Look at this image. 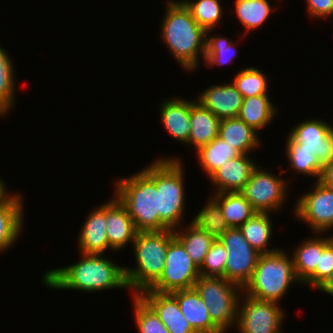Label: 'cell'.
<instances>
[{"label": "cell", "mask_w": 333, "mask_h": 333, "mask_svg": "<svg viewBox=\"0 0 333 333\" xmlns=\"http://www.w3.org/2000/svg\"><path fill=\"white\" fill-rule=\"evenodd\" d=\"M173 232L185 247L192 261L200 268L215 239L207 232L200 230L191 221L188 226H180L174 229Z\"/></svg>", "instance_id": "27"}, {"label": "cell", "mask_w": 333, "mask_h": 333, "mask_svg": "<svg viewBox=\"0 0 333 333\" xmlns=\"http://www.w3.org/2000/svg\"><path fill=\"white\" fill-rule=\"evenodd\" d=\"M166 1L159 33L162 42L184 71L195 72L201 58L204 63L207 32L198 25L185 4Z\"/></svg>", "instance_id": "2"}, {"label": "cell", "mask_w": 333, "mask_h": 333, "mask_svg": "<svg viewBox=\"0 0 333 333\" xmlns=\"http://www.w3.org/2000/svg\"><path fill=\"white\" fill-rule=\"evenodd\" d=\"M0 45V117L6 116L16 104V88L14 62L10 53Z\"/></svg>", "instance_id": "32"}, {"label": "cell", "mask_w": 333, "mask_h": 333, "mask_svg": "<svg viewBox=\"0 0 333 333\" xmlns=\"http://www.w3.org/2000/svg\"><path fill=\"white\" fill-rule=\"evenodd\" d=\"M270 215V213L256 212L239 227L247 242L260 254H269L280 249L269 246L274 231Z\"/></svg>", "instance_id": "26"}, {"label": "cell", "mask_w": 333, "mask_h": 333, "mask_svg": "<svg viewBox=\"0 0 333 333\" xmlns=\"http://www.w3.org/2000/svg\"><path fill=\"white\" fill-rule=\"evenodd\" d=\"M132 298L138 333H170L156 313L138 295H133Z\"/></svg>", "instance_id": "37"}, {"label": "cell", "mask_w": 333, "mask_h": 333, "mask_svg": "<svg viewBox=\"0 0 333 333\" xmlns=\"http://www.w3.org/2000/svg\"><path fill=\"white\" fill-rule=\"evenodd\" d=\"M78 235V251L82 254H106L109 242L106 234V202L89 211Z\"/></svg>", "instance_id": "19"}, {"label": "cell", "mask_w": 333, "mask_h": 333, "mask_svg": "<svg viewBox=\"0 0 333 333\" xmlns=\"http://www.w3.org/2000/svg\"><path fill=\"white\" fill-rule=\"evenodd\" d=\"M250 155L241 154L235 159L226 161L208 177L215 189L213 194L238 192L248 182L257 167Z\"/></svg>", "instance_id": "15"}, {"label": "cell", "mask_w": 333, "mask_h": 333, "mask_svg": "<svg viewBox=\"0 0 333 333\" xmlns=\"http://www.w3.org/2000/svg\"><path fill=\"white\" fill-rule=\"evenodd\" d=\"M175 237L173 229L137 232L132 243L136 262L125 266L128 290L139 295L150 289L161 277L170 241Z\"/></svg>", "instance_id": "4"}, {"label": "cell", "mask_w": 333, "mask_h": 333, "mask_svg": "<svg viewBox=\"0 0 333 333\" xmlns=\"http://www.w3.org/2000/svg\"><path fill=\"white\" fill-rule=\"evenodd\" d=\"M269 96L270 94H264L243 98L240 107L238 118L257 133L270 125L280 113L279 106L274 105Z\"/></svg>", "instance_id": "24"}, {"label": "cell", "mask_w": 333, "mask_h": 333, "mask_svg": "<svg viewBox=\"0 0 333 333\" xmlns=\"http://www.w3.org/2000/svg\"><path fill=\"white\" fill-rule=\"evenodd\" d=\"M201 208L191 222L214 239H219L230 229L219 204L210 196Z\"/></svg>", "instance_id": "34"}, {"label": "cell", "mask_w": 333, "mask_h": 333, "mask_svg": "<svg viewBox=\"0 0 333 333\" xmlns=\"http://www.w3.org/2000/svg\"><path fill=\"white\" fill-rule=\"evenodd\" d=\"M322 235L325 233H314L315 237L305 239L292 251L294 271L301 284L316 270L323 249L333 240V234Z\"/></svg>", "instance_id": "23"}, {"label": "cell", "mask_w": 333, "mask_h": 333, "mask_svg": "<svg viewBox=\"0 0 333 333\" xmlns=\"http://www.w3.org/2000/svg\"><path fill=\"white\" fill-rule=\"evenodd\" d=\"M333 271V240L323 249L316 270L302 283L314 289Z\"/></svg>", "instance_id": "39"}, {"label": "cell", "mask_w": 333, "mask_h": 333, "mask_svg": "<svg viewBox=\"0 0 333 333\" xmlns=\"http://www.w3.org/2000/svg\"><path fill=\"white\" fill-rule=\"evenodd\" d=\"M257 166L248 182L238 191L259 213H277L287 202V178L281 177L276 172ZM289 186V187H288Z\"/></svg>", "instance_id": "8"}, {"label": "cell", "mask_w": 333, "mask_h": 333, "mask_svg": "<svg viewBox=\"0 0 333 333\" xmlns=\"http://www.w3.org/2000/svg\"><path fill=\"white\" fill-rule=\"evenodd\" d=\"M113 188L138 232L159 231L156 160L129 177L116 179Z\"/></svg>", "instance_id": "3"}, {"label": "cell", "mask_w": 333, "mask_h": 333, "mask_svg": "<svg viewBox=\"0 0 333 333\" xmlns=\"http://www.w3.org/2000/svg\"><path fill=\"white\" fill-rule=\"evenodd\" d=\"M159 317L170 333H197L181 312L171 293L145 290L138 295Z\"/></svg>", "instance_id": "17"}, {"label": "cell", "mask_w": 333, "mask_h": 333, "mask_svg": "<svg viewBox=\"0 0 333 333\" xmlns=\"http://www.w3.org/2000/svg\"><path fill=\"white\" fill-rule=\"evenodd\" d=\"M193 288L204 300L212 322L223 333L237 327L238 305L243 292L239 285L223 277L199 276Z\"/></svg>", "instance_id": "7"}, {"label": "cell", "mask_w": 333, "mask_h": 333, "mask_svg": "<svg viewBox=\"0 0 333 333\" xmlns=\"http://www.w3.org/2000/svg\"><path fill=\"white\" fill-rule=\"evenodd\" d=\"M305 3L309 18L325 20L333 17V0H305Z\"/></svg>", "instance_id": "40"}, {"label": "cell", "mask_w": 333, "mask_h": 333, "mask_svg": "<svg viewBox=\"0 0 333 333\" xmlns=\"http://www.w3.org/2000/svg\"><path fill=\"white\" fill-rule=\"evenodd\" d=\"M286 249L260 254L252 278L242 289L245 295L279 303L297 279L292 255ZM287 252V253H286Z\"/></svg>", "instance_id": "5"}, {"label": "cell", "mask_w": 333, "mask_h": 333, "mask_svg": "<svg viewBox=\"0 0 333 333\" xmlns=\"http://www.w3.org/2000/svg\"><path fill=\"white\" fill-rule=\"evenodd\" d=\"M22 193L8 192L0 200V254L8 251L24 230V198Z\"/></svg>", "instance_id": "14"}, {"label": "cell", "mask_w": 333, "mask_h": 333, "mask_svg": "<svg viewBox=\"0 0 333 333\" xmlns=\"http://www.w3.org/2000/svg\"><path fill=\"white\" fill-rule=\"evenodd\" d=\"M219 240L227 252L224 278L243 289L252 278L260 253L247 242L238 227L230 228Z\"/></svg>", "instance_id": "12"}, {"label": "cell", "mask_w": 333, "mask_h": 333, "mask_svg": "<svg viewBox=\"0 0 333 333\" xmlns=\"http://www.w3.org/2000/svg\"><path fill=\"white\" fill-rule=\"evenodd\" d=\"M218 136L241 154H250L263 144L260 135L238 117L222 119Z\"/></svg>", "instance_id": "25"}, {"label": "cell", "mask_w": 333, "mask_h": 333, "mask_svg": "<svg viewBox=\"0 0 333 333\" xmlns=\"http://www.w3.org/2000/svg\"><path fill=\"white\" fill-rule=\"evenodd\" d=\"M196 100L222 120L238 117L243 96L231 81L208 86L197 95Z\"/></svg>", "instance_id": "18"}, {"label": "cell", "mask_w": 333, "mask_h": 333, "mask_svg": "<svg viewBox=\"0 0 333 333\" xmlns=\"http://www.w3.org/2000/svg\"><path fill=\"white\" fill-rule=\"evenodd\" d=\"M220 119L195 98L190 99V134L188 147L197 151L219 135Z\"/></svg>", "instance_id": "22"}, {"label": "cell", "mask_w": 333, "mask_h": 333, "mask_svg": "<svg viewBox=\"0 0 333 333\" xmlns=\"http://www.w3.org/2000/svg\"><path fill=\"white\" fill-rule=\"evenodd\" d=\"M293 126L289 135L315 154L323 167L333 161V125L319 118H309Z\"/></svg>", "instance_id": "13"}, {"label": "cell", "mask_w": 333, "mask_h": 333, "mask_svg": "<svg viewBox=\"0 0 333 333\" xmlns=\"http://www.w3.org/2000/svg\"><path fill=\"white\" fill-rule=\"evenodd\" d=\"M316 290L333 297V271L316 287Z\"/></svg>", "instance_id": "42"}, {"label": "cell", "mask_w": 333, "mask_h": 333, "mask_svg": "<svg viewBox=\"0 0 333 333\" xmlns=\"http://www.w3.org/2000/svg\"><path fill=\"white\" fill-rule=\"evenodd\" d=\"M240 155L241 153L234 146L229 145L219 136L196 151L197 162L206 173L207 178L226 161Z\"/></svg>", "instance_id": "28"}, {"label": "cell", "mask_w": 333, "mask_h": 333, "mask_svg": "<svg viewBox=\"0 0 333 333\" xmlns=\"http://www.w3.org/2000/svg\"><path fill=\"white\" fill-rule=\"evenodd\" d=\"M311 188L297 198L293 215L307 224L312 234H327L333 229V189L319 181H315Z\"/></svg>", "instance_id": "11"}, {"label": "cell", "mask_w": 333, "mask_h": 333, "mask_svg": "<svg viewBox=\"0 0 333 333\" xmlns=\"http://www.w3.org/2000/svg\"><path fill=\"white\" fill-rule=\"evenodd\" d=\"M266 74L258 67L250 66L239 69L231 80L243 98L268 93V81Z\"/></svg>", "instance_id": "36"}, {"label": "cell", "mask_w": 333, "mask_h": 333, "mask_svg": "<svg viewBox=\"0 0 333 333\" xmlns=\"http://www.w3.org/2000/svg\"><path fill=\"white\" fill-rule=\"evenodd\" d=\"M227 260V252L219 239H215L209 252L206 254L204 262L199 268L200 276L223 277Z\"/></svg>", "instance_id": "38"}, {"label": "cell", "mask_w": 333, "mask_h": 333, "mask_svg": "<svg viewBox=\"0 0 333 333\" xmlns=\"http://www.w3.org/2000/svg\"><path fill=\"white\" fill-rule=\"evenodd\" d=\"M199 276V267L192 261L183 244L174 237L167 248L162 275L149 290L172 293L192 289Z\"/></svg>", "instance_id": "10"}, {"label": "cell", "mask_w": 333, "mask_h": 333, "mask_svg": "<svg viewBox=\"0 0 333 333\" xmlns=\"http://www.w3.org/2000/svg\"><path fill=\"white\" fill-rule=\"evenodd\" d=\"M80 254V261L42 272V283L48 289L97 293L110 289H127L125 266L113 263L104 254Z\"/></svg>", "instance_id": "1"}, {"label": "cell", "mask_w": 333, "mask_h": 333, "mask_svg": "<svg viewBox=\"0 0 333 333\" xmlns=\"http://www.w3.org/2000/svg\"><path fill=\"white\" fill-rule=\"evenodd\" d=\"M160 119L163 128L173 139L188 146L190 128V99L169 97L161 102Z\"/></svg>", "instance_id": "20"}, {"label": "cell", "mask_w": 333, "mask_h": 333, "mask_svg": "<svg viewBox=\"0 0 333 333\" xmlns=\"http://www.w3.org/2000/svg\"><path fill=\"white\" fill-rule=\"evenodd\" d=\"M182 157L156 159L159 231L180 227L185 216V165ZM181 222V223H180Z\"/></svg>", "instance_id": "6"}, {"label": "cell", "mask_w": 333, "mask_h": 333, "mask_svg": "<svg viewBox=\"0 0 333 333\" xmlns=\"http://www.w3.org/2000/svg\"><path fill=\"white\" fill-rule=\"evenodd\" d=\"M106 226L109 250L112 252L122 251L131 245L138 232L126 208L114 195L106 200Z\"/></svg>", "instance_id": "16"}, {"label": "cell", "mask_w": 333, "mask_h": 333, "mask_svg": "<svg viewBox=\"0 0 333 333\" xmlns=\"http://www.w3.org/2000/svg\"><path fill=\"white\" fill-rule=\"evenodd\" d=\"M318 181L324 186L333 189V161L322 167Z\"/></svg>", "instance_id": "41"}, {"label": "cell", "mask_w": 333, "mask_h": 333, "mask_svg": "<svg viewBox=\"0 0 333 333\" xmlns=\"http://www.w3.org/2000/svg\"><path fill=\"white\" fill-rule=\"evenodd\" d=\"M284 150L289 168L294 170V173L306 175L308 178L316 177L315 181L319 180L322 166L315 154H312L308 148L303 147V144L296 142L290 135L286 139Z\"/></svg>", "instance_id": "30"}, {"label": "cell", "mask_w": 333, "mask_h": 333, "mask_svg": "<svg viewBox=\"0 0 333 333\" xmlns=\"http://www.w3.org/2000/svg\"><path fill=\"white\" fill-rule=\"evenodd\" d=\"M235 44L233 39L207 34L204 66L212 69L215 65L222 67V65L233 63L238 56Z\"/></svg>", "instance_id": "35"}, {"label": "cell", "mask_w": 333, "mask_h": 333, "mask_svg": "<svg viewBox=\"0 0 333 333\" xmlns=\"http://www.w3.org/2000/svg\"><path fill=\"white\" fill-rule=\"evenodd\" d=\"M8 186H6V182L1 179L0 176V200L8 193Z\"/></svg>", "instance_id": "43"}, {"label": "cell", "mask_w": 333, "mask_h": 333, "mask_svg": "<svg viewBox=\"0 0 333 333\" xmlns=\"http://www.w3.org/2000/svg\"><path fill=\"white\" fill-rule=\"evenodd\" d=\"M210 196L219 204L230 228H239L256 213L252 205L239 192H223Z\"/></svg>", "instance_id": "29"}, {"label": "cell", "mask_w": 333, "mask_h": 333, "mask_svg": "<svg viewBox=\"0 0 333 333\" xmlns=\"http://www.w3.org/2000/svg\"><path fill=\"white\" fill-rule=\"evenodd\" d=\"M236 18L244 27V35L266 23L274 10L269 0H234ZM249 32V33H248Z\"/></svg>", "instance_id": "31"}, {"label": "cell", "mask_w": 333, "mask_h": 333, "mask_svg": "<svg viewBox=\"0 0 333 333\" xmlns=\"http://www.w3.org/2000/svg\"><path fill=\"white\" fill-rule=\"evenodd\" d=\"M243 299V300H242ZM280 303L240 295L238 305V333H285L282 330L286 312Z\"/></svg>", "instance_id": "9"}, {"label": "cell", "mask_w": 333, "mask_h": 333, "mask_svg": "<svg viewBox=\"0 0 333 333\" xmlns=\"http://www.w3.org/2000/svg\"><path fill=\"white\" fill-rule=\"evenodd\" d=\"M190 10L192 17L207 34L221 23L223 7L221 0H176Z\"/></svg>", "instance_id": "33"}, {"label": "cell", "mask_w": 333, "mask_h": 333, "mask_svg": "<svg viewBox=\"0 0 333 333\" xmlns=\"http://www.w3.org/2000/svg\"><path fill=\"white\" fill-rule=\"evenodd\" d=\"M171 294L178 301L183 316L197 333H223L212 322L204 300L194 288Z\"/></svg>", "instance_id": "21"}]
</instances>
